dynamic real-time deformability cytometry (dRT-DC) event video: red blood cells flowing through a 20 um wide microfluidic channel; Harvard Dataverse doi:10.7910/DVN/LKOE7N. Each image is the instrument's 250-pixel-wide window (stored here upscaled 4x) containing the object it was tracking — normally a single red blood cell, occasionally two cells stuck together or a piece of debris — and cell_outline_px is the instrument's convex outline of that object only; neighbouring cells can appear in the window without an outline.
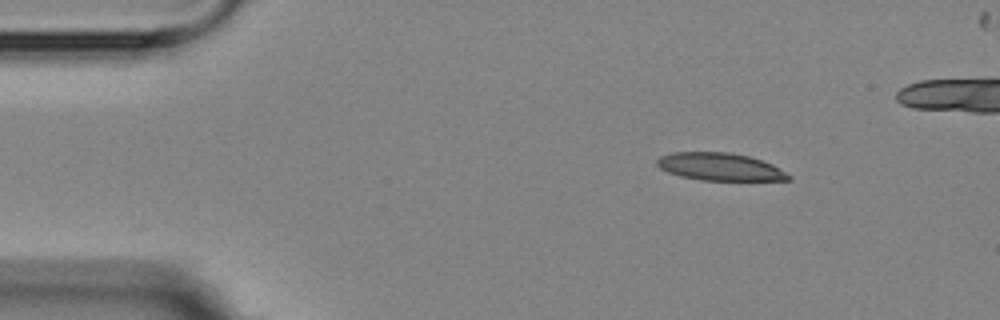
{"species": "Egyptian fruit bat (a non-hibernating species)", "species_latin": "Rousettus aegyptiacus", "temperature_condition": "room temperature", "stored_images_in_passage": 2, "camera_frame_rate_fps": 3000, "um_per_image_px": 0.085, "animal": {"sex": "female"}, "frame": {"image": 1, "passage_image": 2, "time_ms": 1.333, "image_size_px": [1000, 320], "cell_outline_px": [[792, 180], [700, 180], [680, 176], [668, 172], [660, 168], [656, 164], [656, 160], [660, 156], [672, 152], [728, 152], [748, 156], [772, 164], [792, 176]], "centroid_in_image_um": [61.17, 14.17], "position_along_channel_um": 23.8, "area_um2": 21.1}}